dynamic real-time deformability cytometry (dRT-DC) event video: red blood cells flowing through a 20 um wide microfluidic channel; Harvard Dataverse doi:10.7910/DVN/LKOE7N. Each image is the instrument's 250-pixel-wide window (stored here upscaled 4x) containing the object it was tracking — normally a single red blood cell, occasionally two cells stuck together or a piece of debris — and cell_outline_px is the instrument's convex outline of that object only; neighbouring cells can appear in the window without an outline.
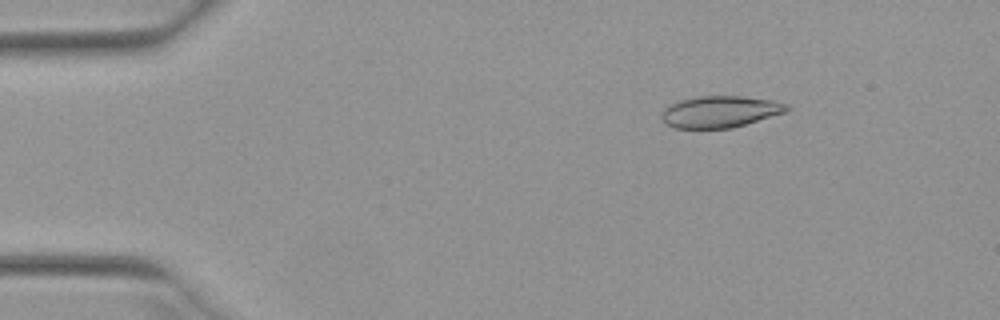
{"species": "Egyptian fruit bat (a non-hibernating species)", "species_latin": "Rousettus aegyptiacus", "temperature_condition": "warm", "stored_images_in_passage": 52, "camera_frame_rate_fps": 3000, "um_per_image_px": 0.085, "animal": {"sex": "female"}, "frame": {"image": 1, "passage_image": 8, "time_ms": 2.333, "image_size_px": [1000, 320], "cell_outline_px": [[792, 108], [784, 112], [732, 128], [672, 128], [664, 124], [660, 116], [664, 108], [668, 104], [680, 100], [696, 96], [744, 96], [772, 100], [788, 104]], "centroid_in_image_um": [61.15, 9.49], "position_along_channel_um": 23.8, "area_um2": 23.24}}
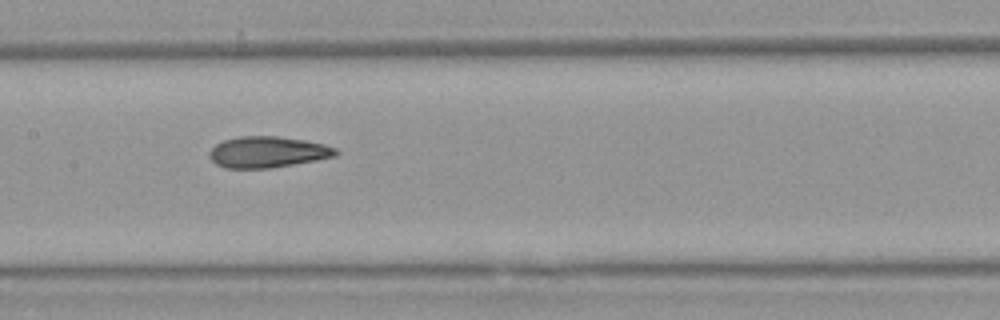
{"frame": {"image": 2, "passage_image": 26, "time_ms": 8.333, "image_size_px": [1000, 320], "cell_outline_px": [[340, 152], [336, 156], [316, 160], [272, 168], [224, 168], [216, 164], [208, 156], [208, 152], [216, 144], [224, 140], [240, 136], [276, 136], [304, 140], [324, 144], [336, 148]], "centroid_in_image_um": [22.74, 12.93], "position_along_channel_um": 184.7, "area_um2": 23.0}}
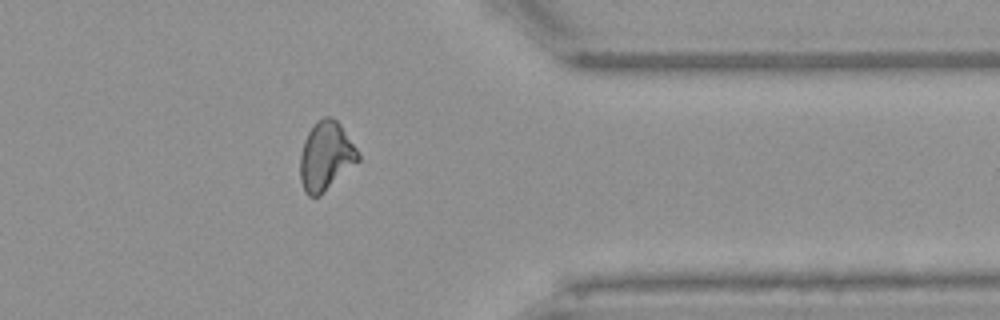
{"frame": {"image": 3, "passage_image": 42, "time_ms": 13.667, "image_size_px": [1000, 320], "cell_outline_px": [[360, 160], [320, 196], [308, 196], [304, 192], [300, 180], [300, 152], [304, 140], [308, 132], [316, 120], [324, 116], [328, 116], [336, 120], [340, 124], [360, 152]], "centroid_in_image_um": [27.69, 13.27], "position_along_channel_um": 383.7, "area_um2": 23.52}, "authors_computed_cell_mechanics": {"area_um2": 23.2645, "velocity_mm_per_s": 3.9744, "shape_relaxation_time_tau1_ms": 8.8572, "shape_relaxation_time_tau2_ms": 2.152, "deformation_change_tau1": 0.2126, "deformation_change_tau2": 0.1006}}